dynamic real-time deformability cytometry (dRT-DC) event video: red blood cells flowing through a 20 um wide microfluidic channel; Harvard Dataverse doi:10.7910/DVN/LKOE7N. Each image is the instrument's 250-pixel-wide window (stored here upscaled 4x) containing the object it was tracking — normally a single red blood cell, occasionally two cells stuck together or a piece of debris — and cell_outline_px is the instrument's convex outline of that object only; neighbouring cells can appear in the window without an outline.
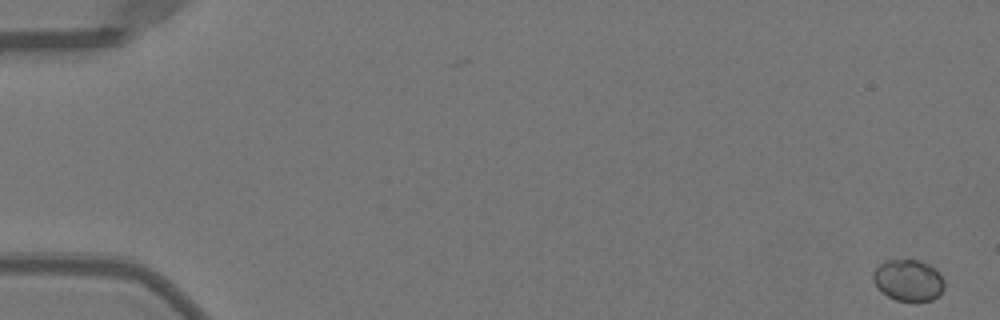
{"species": "Egyptian fruit bat (a non-hibernating species)", "species_latin": "Rousettus aegyptiacus", "temperature_condition": "warm", "stored_images_in_passage": 9, "camera_frame_rate_fps": 3000, "um_per_image_px": 0.085, "animal": {"sex": "female"}, "frame": {"image": 1, "passage_image": 1, "time_ms": 0.0, "image_size_px": [1000, 320], "cell_outline_px": [[944, 288], [940, 296], [932, 300], [916, 304], [912, 304], [896, 300], [880, 292], [876, 288], [872, 280], [872, 272], [880, 264], [888, 260], [920, 260], [928, 264], [940, 272], [944, 280]], "centroid_in_image_um": [77.22, 23.88], "position_along_channel_um": 7.8, "area_um2": 17.98}}